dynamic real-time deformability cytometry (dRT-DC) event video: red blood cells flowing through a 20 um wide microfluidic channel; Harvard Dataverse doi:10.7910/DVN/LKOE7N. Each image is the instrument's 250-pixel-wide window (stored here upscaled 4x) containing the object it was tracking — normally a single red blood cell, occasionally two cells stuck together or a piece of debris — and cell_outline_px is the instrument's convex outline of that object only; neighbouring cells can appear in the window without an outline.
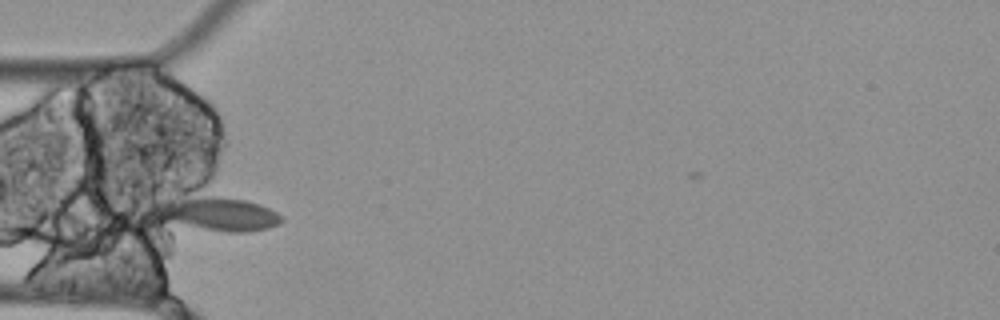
{"species": "Egyptian fruit bat (a non-hibernating species)", "species_latin": "Rousettus aegyptiacus", "temperature_condition": "cold", "stored_images_in_passage": 13, "camera_frame_rate_fps": 3000, "um_per_image_px": 0.085, "animal": {"sex": "female"}, "frame": {"image": 1, "passage_image": 3, "time_ms": 0.667, "image_size_px": [1000, 320], "cell_outline_px": [[284, 220], [268, 228], [248, 232], [228, 232], [204, 228], [168, 220], [160, 208], [160, 204], [164, 200], [212, 196], [244, 200], [260, 204], [276, 212]], "centroid_in_image_um": [18.73, 18.18], "position_along_channel_um": 66.3, "area_um2": 23.0}}
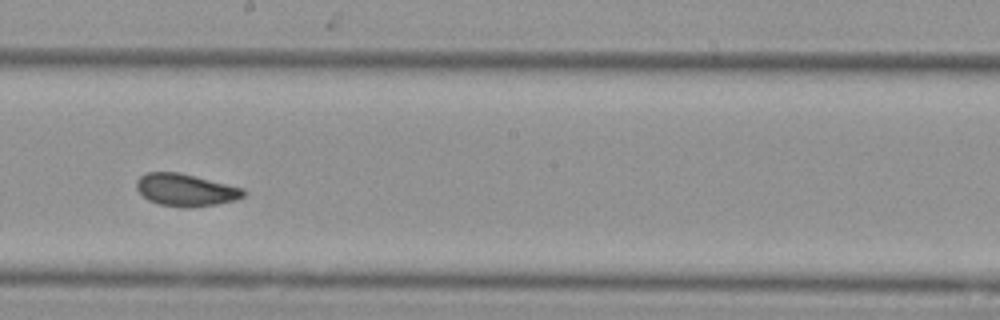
{"frame": {"image": 2, "passage_image": 7, "time_ms": 2.0, "image_size_px": [1000, 320], "cell_outline_px": [[248, 192], [244, 196], [236, 200], [216, 204], [160, 204], [148, 200], [136, 188], [136, 180], [140, 176], [148, 172], [180, 172], [244, 188]], "centroid_in_image_um": [15.8, 16.08], "position_along_channel_um": 232.4, "area_um2": 19.42}}
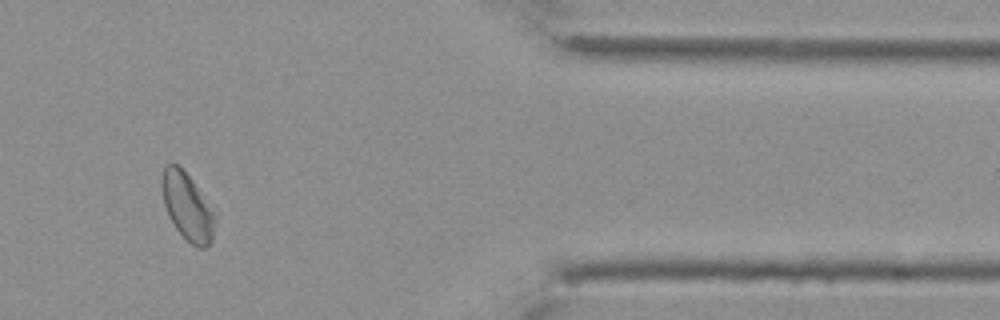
{"frame": {"image": 3, "passage_image": 11, "time_ms": 3.333, "image_size_px": [1000, 320], "cell_outline_px": [[216, 220], [212, 240], [204, 248], [200, 248], [192, 244], [176, 228], [168, 216], [164, 204], [160, 188], [160, 180], [164, 164], [180, 164], [192, 180], [216, 216]], "centroid_in_image_um": [15.88, 17.51], "position_along_channel_um": 395.5, "area_um2": 20.81}}